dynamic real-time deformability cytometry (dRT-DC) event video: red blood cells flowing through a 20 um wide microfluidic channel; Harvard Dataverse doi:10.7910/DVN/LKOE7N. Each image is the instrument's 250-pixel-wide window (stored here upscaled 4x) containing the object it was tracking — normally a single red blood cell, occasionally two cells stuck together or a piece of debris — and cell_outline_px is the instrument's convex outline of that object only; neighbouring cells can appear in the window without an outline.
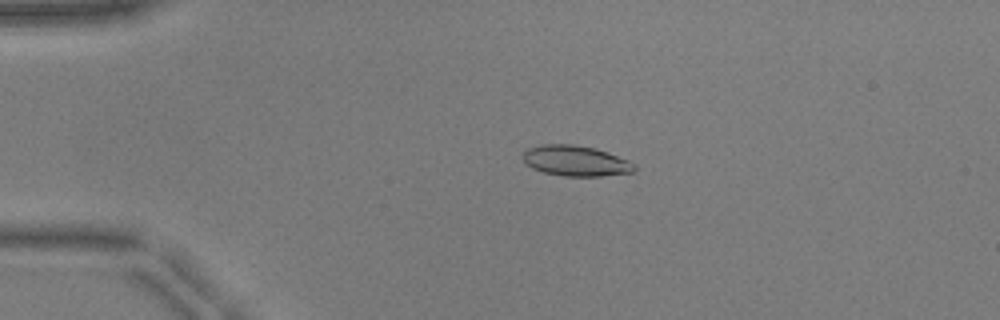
{"species": "common noctule bat (a hibernating species)", "species_latin": "Nyctalus noctula", "temperature_condition": "warm", "stored_images_in_passage": 52, "camera_frame_rate_fps": 3000, "um_per_image_px": 0.085, "animal": {"sex": "male", "body_mass_g": 17.9, "forearm_length_mm": 54.2}, "frame": {"image": 1, "passage_image": 12, "time_ms": 3.667, "image_size_px": [1000, 320], "cell_outline_px": [[636, 168], [632, 172], [600, 176], [564, 176], [544, 172], [532, 168], [524, 160], [524, 152], [528, 148], [544, 144], [572, 144], [596, 148], [608, 152], [628, 160], [636, 164]], "centroid_in_image_um": [48.96, 13.66], "position_along_channel_um": 36.0, "area_um2": 19.71}}
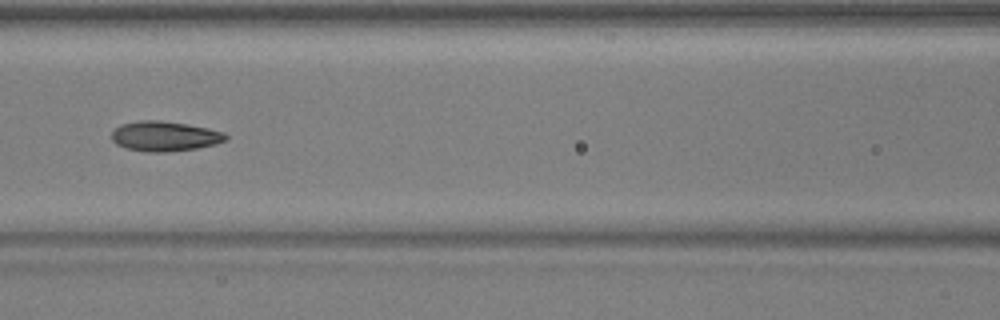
{"frame": {"image": 2, "passage_image": 24, "time_ms": 7.667, "image_size_px": [1000, 320], "cell_outline_px": [[228, 140], [216, 144], [196, 148], [164, 152], [148, 152], [128, 148], [116, 144], [112, 140], [112, 132], [120, 124], [140, 120], [160, 120], [188, 124], [208, 128], [224, 132], [228, 136]], "centroid_in_image_um": [14.02, 11.57], "position_along_channel_um": 152.6, "area_um2": 19.94}}
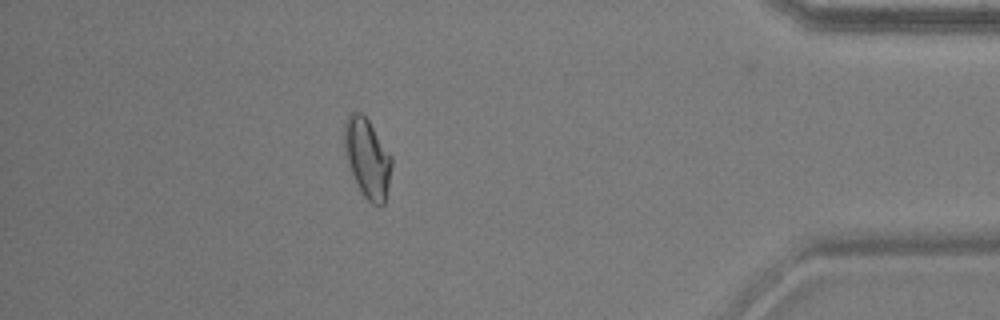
{"frame": {"image": 3, "passage_image": 46, "time_ms": 15.0, "image_size_px": [1000, 320], "cell_outline_px": [[392, 164], [384, 204], [372, 204], [364, 196], [344, 156], [344, 120], [348, 112], [360, 112], [368, 120], [392, 156]], "centroid_in_image_um": [31.2, 13.38], "position_along_channel_um": 404.0, "area_um2": 21.62}, "authors_computed_cell_mechanics": {"area_um2": 19.7676, "velocity_mm_per_s": 3.9681, "shape_relaxation_time_tau1_ms": 5.4065, "shape_relaxation_time_tau2_ms": 2.0531, "deformation_change_tau1": 0.1674, "deformation_change_tau2": 0.0751}}